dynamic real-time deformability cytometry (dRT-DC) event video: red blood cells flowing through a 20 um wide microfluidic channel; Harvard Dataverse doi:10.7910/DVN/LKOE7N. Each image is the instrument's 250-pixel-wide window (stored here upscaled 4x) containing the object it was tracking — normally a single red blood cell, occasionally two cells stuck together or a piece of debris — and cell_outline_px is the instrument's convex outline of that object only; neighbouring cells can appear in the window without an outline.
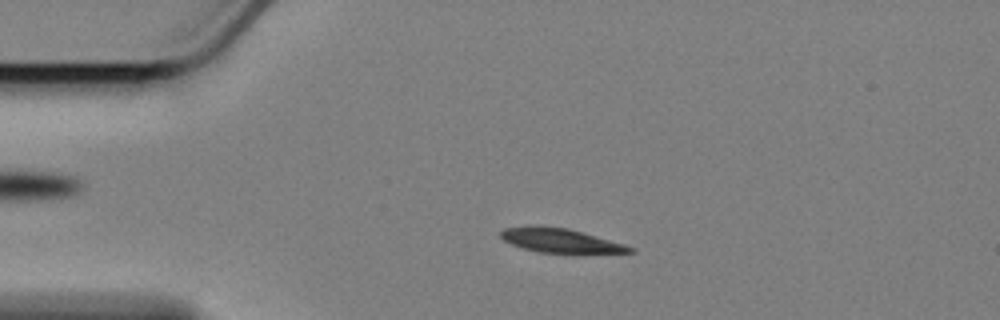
{"species": "Egyptian fruit bat (a non-hibernating species)", "species_latin": "Rousettus aegyptiacus", "temperature_condition": "cold", "stored_images_in_passage": 57, "camera_frame_rate_fps": 3000, "um_per_image_px": 0.085, "animal": {"sex": "female"}, "frame": {"image": 1, "passage_image": 13, "time_ms": 4.0, "image_size_px": [1000, 320], "cell_outline_px": [[636, 252], [580, 256], [576, 256], [540, 252], [524, 248], [512, 244], [504, 240], [500, 236], [500, 232], [504, 228], [528, 224], [568, 228], [624, 244], [636, 248]], "centroid_in_image_um": [47.73, 20.49], "position_along_channel_um": 37.3, "area_um2": 19.36}}
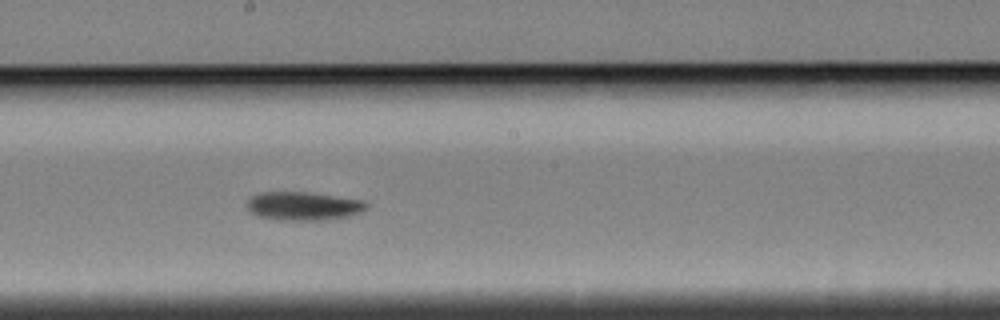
{"frame": {"image": 2, "passage_image": 32, "time_ms": 10.333, "image_size_px": [1000, 320], "cell_outline_px": [[368, 208], [360, 212], [348, 216], [328, 220], [280, 220], [256, 216], [248, 208], [248, 200], [252, 196], [260, 192], [308, 192], [364, 200], [368, 204]], "centroid_in_image_um": [25.81, 17.51], "position_along_channel_um": 222.4, "area_um2": 19.88}}
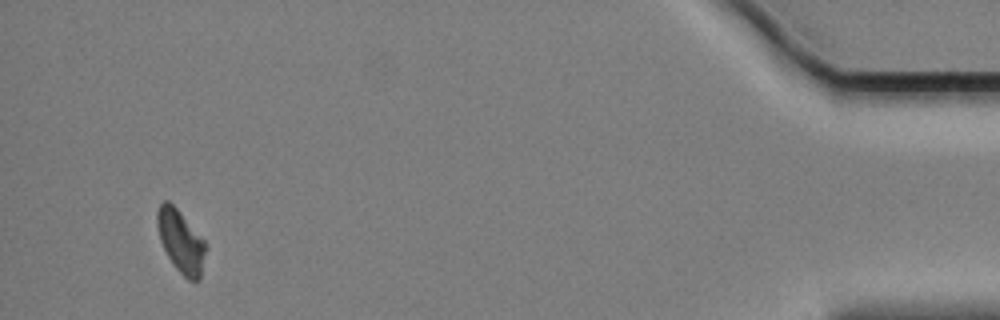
{"frame": {"image": 3, "passage_image": 56, "time_ms": 18.333, "image_size_px": [1000, 320], "cell_outline_px": [[208, 248], [200, 280], [188, 280], [172, 264], [160, 240], [156, 224], [156, 212], [160, 204], [164, 200], [168, 200], [180, 212], [208, 244]], "centroid_in_image_um": [15.39, 20.52], "position_along_channel_um": 419.8, "area_um2": 17.92}}